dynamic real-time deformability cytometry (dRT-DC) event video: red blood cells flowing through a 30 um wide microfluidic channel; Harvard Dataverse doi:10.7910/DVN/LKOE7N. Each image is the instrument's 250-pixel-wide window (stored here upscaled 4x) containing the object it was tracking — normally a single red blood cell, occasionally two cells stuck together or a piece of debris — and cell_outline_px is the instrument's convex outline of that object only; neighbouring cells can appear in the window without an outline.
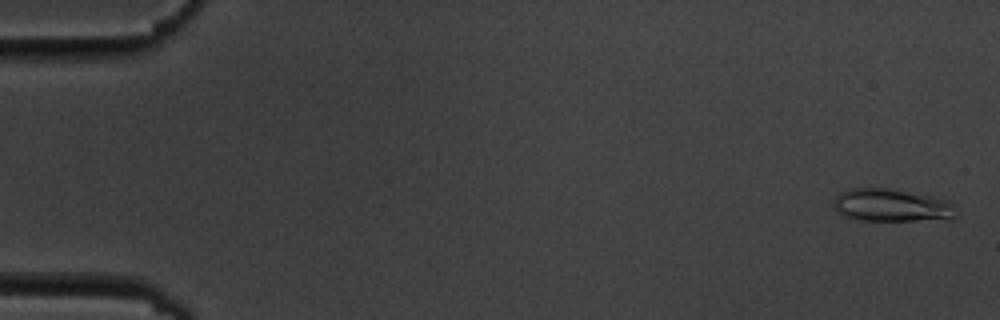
{"species": "common noctule bat (a hibernating species)", "species_latin": "Nyctalus noctula", "temperature_condition": "cold", "stored_images_in_passage": 7, "camera_frame_rate_fps": 3000, "um_per_image_px": 0.085, "animal": {"sex": "male", "body_mass_g": 19.5, "forearm_length_mm": 54.6}, "frame": {"image": 1, "passage_image": 1, "time_ms": 0.0, "image_size_px": [1000, 320], "cell_outline_px": [[956, 216], [952, 220], [860, 220], [844, 216], [832, 208], [832, 204], [836, 196], [840, 192], [848, 188], [888, 188], [932, 196], [948, 200], [956, 204]], "centroid_in_image_um": [75.82, 17.45], "position_along_channel_um": 9.2, "area_um2": 23.81}}